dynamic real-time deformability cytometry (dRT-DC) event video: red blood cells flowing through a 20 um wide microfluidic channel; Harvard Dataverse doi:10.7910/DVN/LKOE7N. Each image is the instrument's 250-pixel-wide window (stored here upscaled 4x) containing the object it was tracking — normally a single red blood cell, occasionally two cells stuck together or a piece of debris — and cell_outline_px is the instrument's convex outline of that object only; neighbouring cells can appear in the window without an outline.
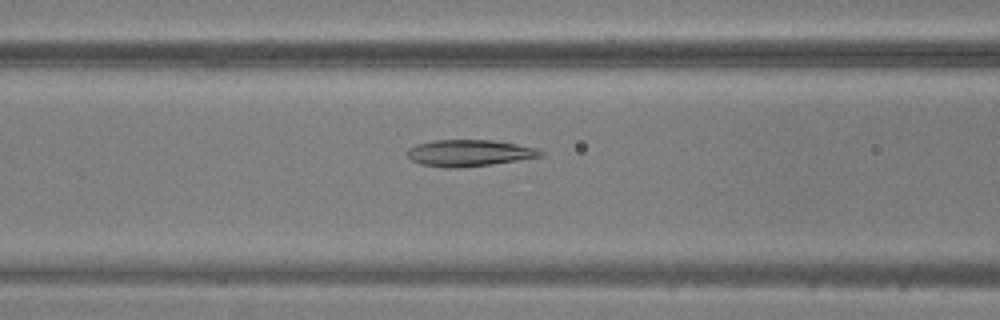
{"species": "common noctule bat (a hibernating species)", "species_latin": "Nyctalus noctula", "temperature_condition": "warm", "stored_images_in_passage": 27, "camera_frame_rate_fps": 3000, "um_per_image_px": 0.085, "animal": {"sex": "male", "body_mass_g": 20.5, "forearm_length_mm": 52.5}, "frame": {"image": 1, "passage_image": 5, "time_ms": 1.333, "image_size_px": [1000, 320], "cell_outline_px": [[544, 156], [488, 164], [456, 168], [448, 168], [420, 164], [412, 160], [408, 156], [408, 148], [416, 144], [432, 140], [492, 140], [540, 148], [544, 152]], "centroid_in_image_um": [39.89, 12.99], "position_along_channel_um": 126.7, "area_um2": 20.52}}
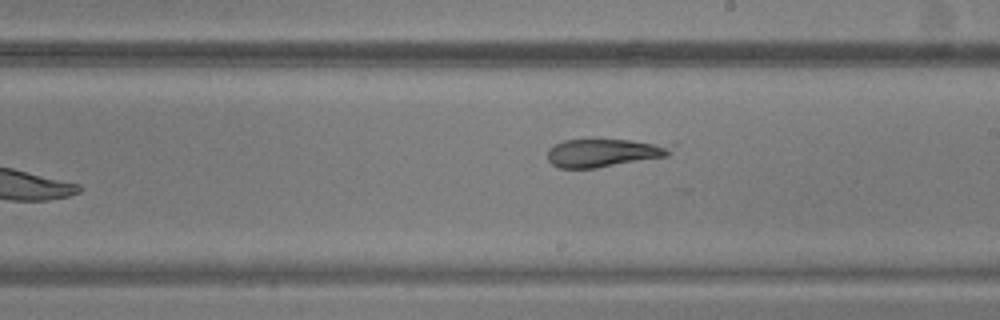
{"frame": {"image": 2, "passage_image": 13, "time_ms": 4.0, "image_size_px": [1000, 320], "cell_outline_px": [[676, 144], [668, 156], [596, 168], [560, 168], [552, 164], [548, 160], [548, 148], [564, 140], [676, 140]], "centroid_in_image_um": [51.54, 12.95], "position_along_channel_um": 237.5, "area_um2": 20.98}}
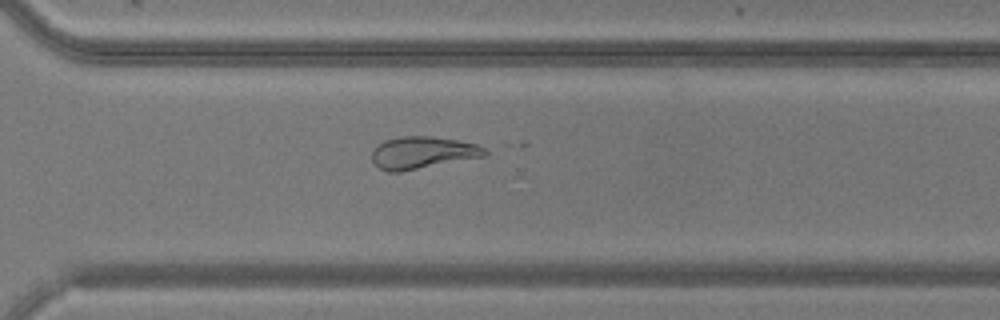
{"frame": {"image": 3, "passage_image": 20, "time_ms": 6.333, "image_size_px": [1000, 320], "cell_outline_px": [[488, 156], [400, 172], [388, 172], [380, 168], [372, 160], [372, 152], [384, 140], [400, 136], [432, 136], [456, 140], [476, 144], [484, 148], [488, 152]], "centroid_in_image_um": [35.95, 12.98], "position_along_channel_um": 334.6, "area_um2": 21.21}}